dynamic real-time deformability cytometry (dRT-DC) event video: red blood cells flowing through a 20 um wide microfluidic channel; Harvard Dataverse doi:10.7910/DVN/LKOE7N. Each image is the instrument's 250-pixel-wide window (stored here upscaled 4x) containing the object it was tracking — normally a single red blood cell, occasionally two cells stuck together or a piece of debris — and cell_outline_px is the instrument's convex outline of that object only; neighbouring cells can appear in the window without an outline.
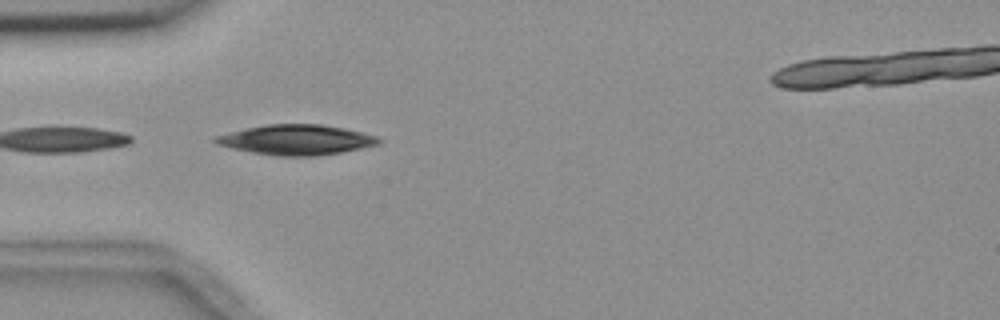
{"species": "common noctule bat (a hibernating species)", "species_latin": "Nyctalus noctula", "temperature_condition": "room temperature", "stored_images_in_passage": 6, "camera_frame_rate_fps": 3000, "um_per_image_px": 0.085, "animal": {"sex": "female", "body_mass_g": 18.4}, "frame": {"image": 1, "passage_image": 1, "time_ms": 0.0, "image_size_px": [1000, 320], "cell_outline_px": [[384, 140], [380, 144], [340, 152], [316, 156], [280, 156], [252, 152], [232, 148], [216, 144], [212, 140], [212, 136], [248, 128], [268, 124], [320, 124], [344, 128], [376, 136]], "centroid_in_image_um": [25.18, 11.88], "position_along_channel_um": 59.8, "area_um2": 28.5}}